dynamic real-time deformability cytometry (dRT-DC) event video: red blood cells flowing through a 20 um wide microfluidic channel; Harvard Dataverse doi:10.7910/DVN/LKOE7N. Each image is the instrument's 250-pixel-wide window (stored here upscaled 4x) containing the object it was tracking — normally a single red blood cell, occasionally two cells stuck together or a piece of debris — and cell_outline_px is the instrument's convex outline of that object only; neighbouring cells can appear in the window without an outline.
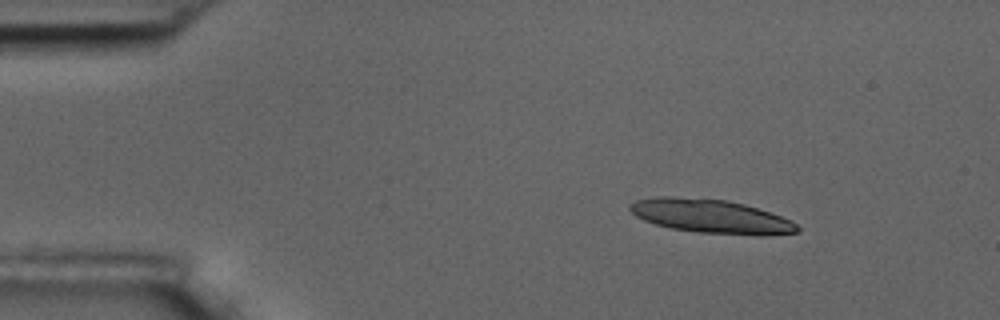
{"species": "common noctule bat (a hibernating species)", "species_latin": "Nyctalus noctula", "temperature_condition": "room temperature", "stored_images_in_passage": 5, "camera_frame_rate_fps": 3000, "um_per_image_px": 0.085, "animal": {"sex": "male", "body_mass_g": 17.5, "forearm_length_mm": 52.3}, "frame": {"image": 1, "passage_image": 1, "time_ms": 0.0, "image_size_px": [1000, 320], "cell_outline_px": [[800, 228], [796, 232], [764, 236], [760, 236], [696, 232], [672, 228], [656, 224], [644, 220], [636, 216], [628, 208], [628, 204], [636, 200], [656, 196], [672, 196], [728, 200], [744, 204], [792, 220]], "centroid_in_image_um": [60.41, 18.38], "position_along_channel_um": 24.6, "area_um2": 33.0}}
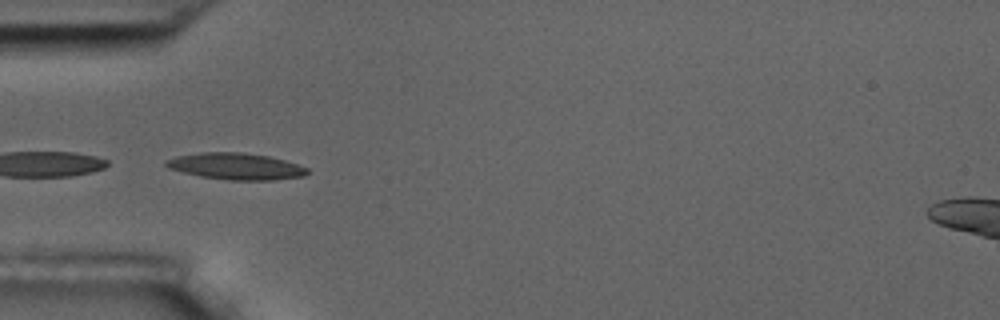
{"frame": {"image": 2, "passage_image": 4, "time_ms": 3.333, "image_size_px": [1000, 320], "cell_outline_px": [[308, 172], [304, 176], [272, 180], [228, 180], [200, 176], [168, 168], [164, 164], [164, 160], [176, 156], [200, 152], [240, 152], [268, 156], [284, 160], [308, 168]], "centroid_in_image_um": [20.02, 14.13], "position_along_channel_um": 65.0, "area_um2": 21.79}}